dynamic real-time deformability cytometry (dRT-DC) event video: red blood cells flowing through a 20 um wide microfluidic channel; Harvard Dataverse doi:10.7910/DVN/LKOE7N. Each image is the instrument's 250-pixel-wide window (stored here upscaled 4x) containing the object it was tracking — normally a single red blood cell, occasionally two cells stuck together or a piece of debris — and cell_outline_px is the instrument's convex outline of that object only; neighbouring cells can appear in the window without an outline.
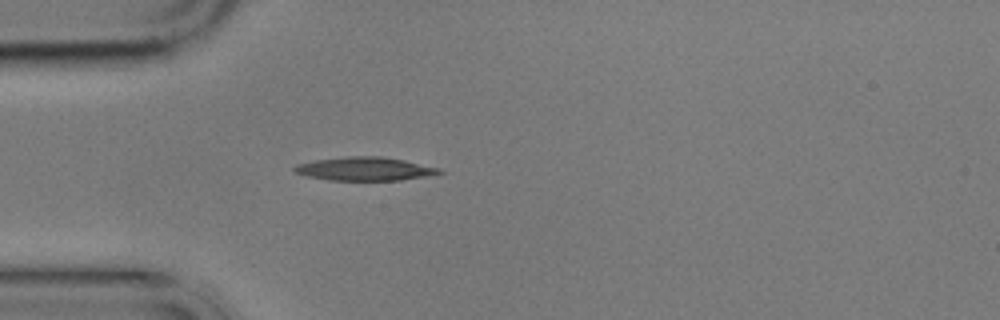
{"species": "common noctule bat (a hibernating species)", "species_latin": "Nyctalus noctula", "temperature_condition": "cold", "stored_images_in_passage": 1, "camera_frame_rate_fps": 3000, "um_per_image_px": 0.085, "animal": {"sex": "male", "body_mass_g": 17.9}, "frame": {"image": 1, "passage_image": 1, "time_ms": 0.0, "image_size_px": [1000, 320], "cell_outline_px": [[444, 172], [428, 176], [400, 180], [328, 180], [308, 176], [292, 172], [292, 168], [296, 164], [316, 160], [348, 156], [380, 156], [404, 160], [440, 168]], "centroid_in_image_um": [30.99, 14.35], "position_along_channel_um": 54.0, "area_um2": 19.83}}